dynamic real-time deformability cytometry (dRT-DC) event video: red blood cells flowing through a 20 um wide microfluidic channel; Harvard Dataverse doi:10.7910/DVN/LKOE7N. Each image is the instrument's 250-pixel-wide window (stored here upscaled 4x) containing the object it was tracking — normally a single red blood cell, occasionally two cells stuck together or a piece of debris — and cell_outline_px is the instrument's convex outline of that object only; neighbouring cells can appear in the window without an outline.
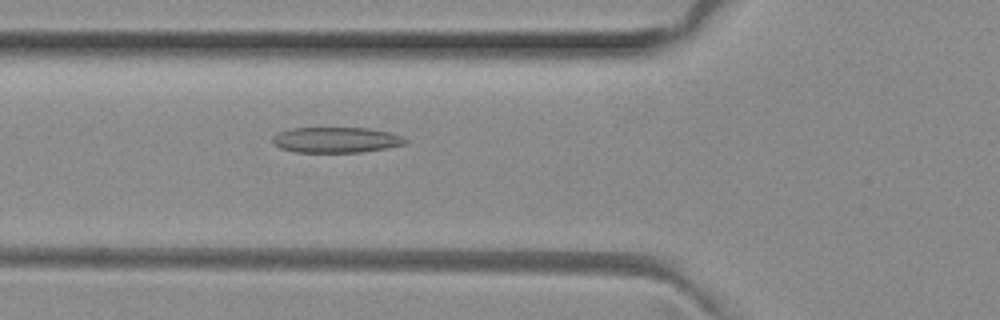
{"species": "common noctule bat (a hibernating species)", "species_latin": "Nyctalus noctula", "temperature_condition": "room temperature", "stored_images_in_passage": 46, "camera_frame_rate_fps": 3000, "um_per_image_px": 0.085, "animal": {"sex": "female", "body_mass_g": 29.2, "forearm_length_mm": 56.3}, "frame": {"image": 1, "passage_image": 18, "time_ms": 5.667, "image_size_px": [1000, 320], "cell_outline_px": [[408, 140], [404, 144], [364, 152], [296, 152], [280, 148], [272, 140], [272, 136], [280, 132], [292, 128], [368, 128], [388, 132], [404, 136]], "centroid_in_image_um": [28.58, 11.89], "position_along_channel_um": 97.2, "area_um2": 19.65}}
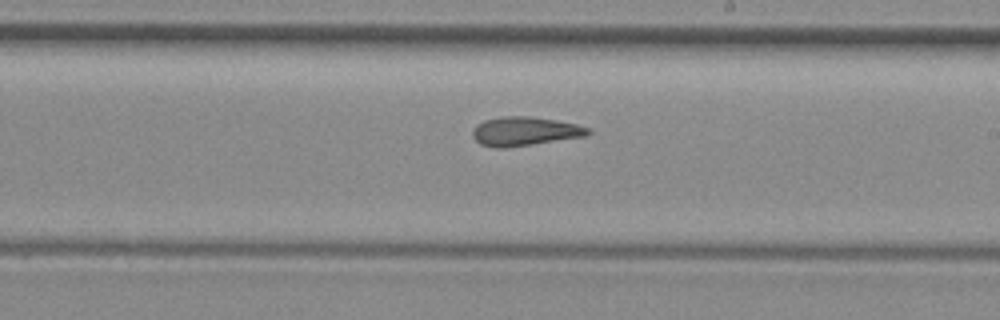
{"frame": {"image": 2, "passage_image": 29, "time_ms": 9.333, "image_size_px": [1000, 320], "cell_outline_px": [[592, 132], [588, 136], [500, 148], [496, 148], [480, 144], [472, 136], [472, 132], [476, 124], [484, 120], [500, 116], [528, 116], [556, 120], [576, 124], [588, 128]], "centroid_in_image_um": [44.59, 11.15], "position_along_channel_um": 244.4, "area_um2": 19.36}}
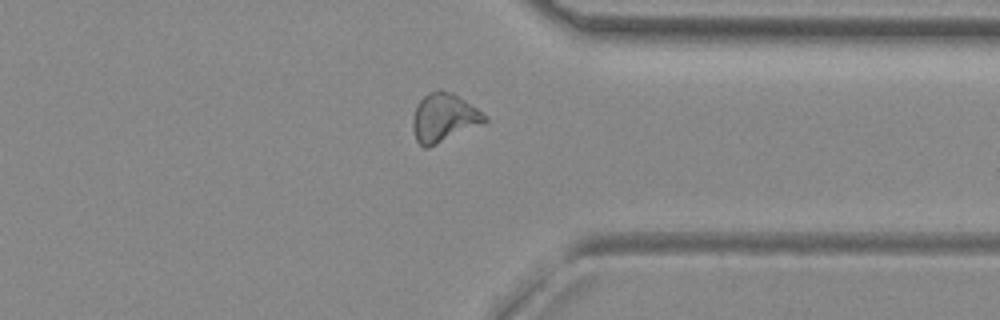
{"frame": {"image": 3, "passage_image": 39, "time_ms": 12.667, "image_size_px": [1000, 320], "cell_outline_px": [[488, 120], [484, 124], [428, 148], [424, 148], [416, 140], [412, 128], [412, 120], [416, 108], [420, 100], [428, 92], [440, 88], [452, 92], [488, 116]], "centroid_in_image_um": [37.74, 10.01], "position_along_channel_um": 373.7, "area_um2": 20.52}, "authors_computed_cell_mechanics": {"area_um2": 20.1144, "velocity_mm_per_s": 4.0051, "shape_relaxation_time_tau1_ms": null, "shape_relaxation_time_tau2_ms": 3.8629, "deformation_change_tau1": null, "deformation_change_tau2": 0.1097}}